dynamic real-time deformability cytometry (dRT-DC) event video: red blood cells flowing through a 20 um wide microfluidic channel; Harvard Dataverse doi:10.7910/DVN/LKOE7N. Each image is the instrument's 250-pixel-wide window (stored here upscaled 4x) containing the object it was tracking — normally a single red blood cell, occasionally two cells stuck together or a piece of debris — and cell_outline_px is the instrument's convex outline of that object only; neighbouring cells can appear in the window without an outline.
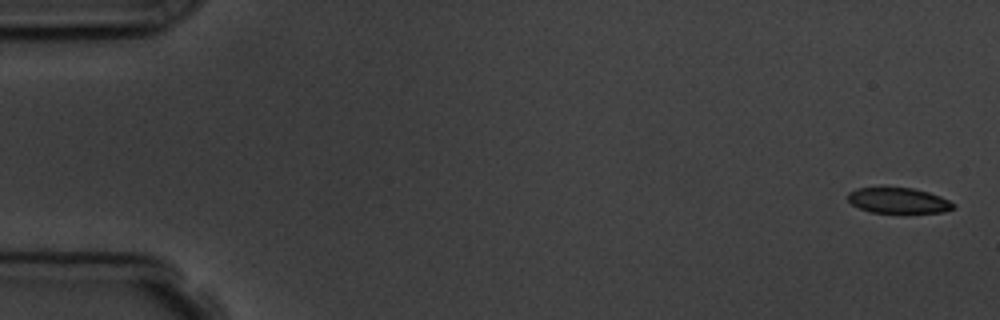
{"species": "common noctule bat (a hibernating species)", "species_latin": "Nyctalus noctula", "temperature_condition": "room temperature", "stored_images_in_passage": 4, "camera_frame_rate_fps": 3000, "um_per_image_px": 0.085, "animal": {"sex": "male", "body_mass_g": 19.5, "forearm_length_mm": 54.6}, "frame": {"image": 1, "passage_image": 1, "time_ms": 0.0, "image_size_px": [1000, 320], "cell_outline_px": [[956, 208], [944, 212], [872, 212], [860, 208], [852, 204], [848, 200], [848, 192], [856, 188], [912, 188], [928, 192], [940, 196], [956, 204]], "centroid_in_image_um": [76.39, 17.04], "position_along_channel_um": 8.6, "area_um2": 15.49}}
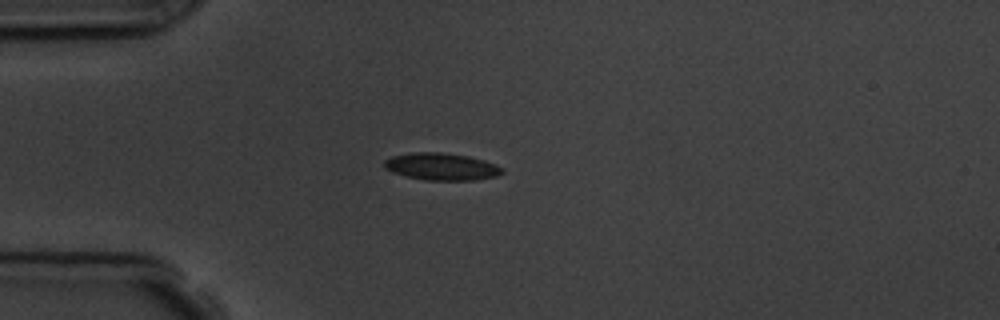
{"frame": {"image": 2, "passage_image": 4, "time_ms": 4.333, "image_size_px": [1000, 320], "cell_outline_px": [[504, 172], [496, 176], [476, 180], [428, 180], [404, 176], [392, 172], [384, 168], [384, 160], [392, 156], [416, 152], [440, 152], [468, 156], [484, 160], [496, 164], [504, 168]], "centroid_in_image_um": [37.54, 14.16], "position_along_channel_um": 47.5, "area_um2": 18.73}}